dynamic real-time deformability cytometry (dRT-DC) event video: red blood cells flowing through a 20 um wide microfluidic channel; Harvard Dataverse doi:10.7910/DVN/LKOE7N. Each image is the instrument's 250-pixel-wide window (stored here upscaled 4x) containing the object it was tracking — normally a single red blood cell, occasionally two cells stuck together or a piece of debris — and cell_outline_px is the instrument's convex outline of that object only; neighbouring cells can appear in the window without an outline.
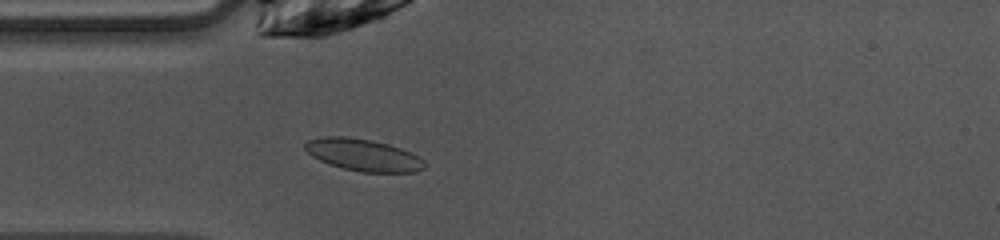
{"species": "common noctule bat (a hibernating species)", "species_latin": "Nyctalus noctula", "temperature_condition": "warm", "stored_images_in_passage": 35, "camera_frame_rate_fps": 3000, "um_per_image_px": 0.085, "animal": {"sex": "female", "body_mass_g": 10.0, "forearm_length_mm": 53.1}, "frame": {"image": 1, "passage_image": 6, "time_ms": 1.667, "image_size_px": [1000, 240], "cell_outline_px": [[424, 168], [416, 172], [360, 172], [344, 168], [320, 160], [312, 156], [304, 148], [304, 144], [308, 140], [320, 136], [348, 136], [372, 140], [388, 144], [412, 152], [424, 160]], "centroid_in_image_um": [30.88, 13.15], "position_along_channel_um": 54.1, "area_um2": 22.31}}
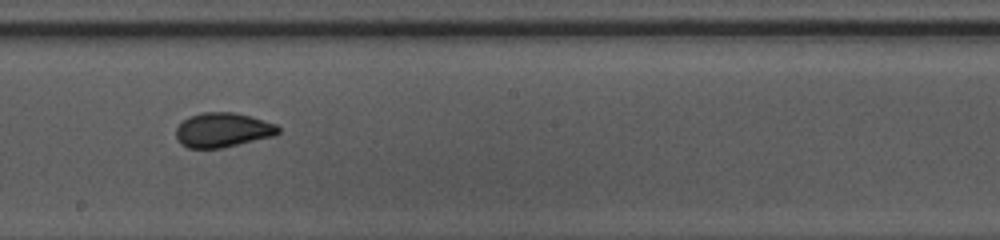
{"frame": {"image": 2, "passage_image": 19, "time_ms": 6.0, "image_size_px": [1000, 240], "cell_outline_px": [[280, 132], [276, 136], [220, 148], [188, 148], [180, 144], [176, 136], [176, 128], [188, 116], [200, 112], [232, 112], [248, 116], [276, 124], [280, 128]], "centroid_in_image_um": [18.93, 11.05], "position_along_channel_um": 229.3, "area_um2": 20.58}}
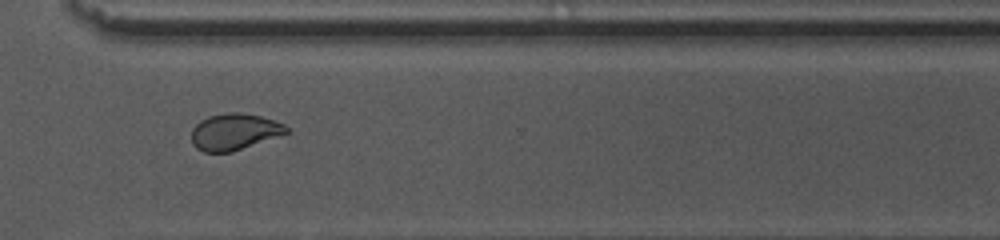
{"frame": {"image": 3, "passage_image": 28, "time_ms": 9.0, "image_size_px": [1000, 240], "cell_outline_px": [[288, 132], [232, 152], [204, 152], [196, 148], [192, 144], [192, 128], [200, 120], [208, 116], [228, 112], [236, 112], [260, 116], [284, 124], [288, 128]], "centroid_in_image_um": [19.87, 11.2], "position_along_channel_um": 350.7, "area_um2": 19.94}, "authors_computed_cell_mechanics": {"area_um2": 20.8658, "velocity_mm_per_s": 4.0586, "shape_relaxation_time_tau1_ms": null, "shape_relaxation_time_tau2_ms": 1.0598, "deformation_change_tau1": null, "deformation_change_tau2": 0.055}}